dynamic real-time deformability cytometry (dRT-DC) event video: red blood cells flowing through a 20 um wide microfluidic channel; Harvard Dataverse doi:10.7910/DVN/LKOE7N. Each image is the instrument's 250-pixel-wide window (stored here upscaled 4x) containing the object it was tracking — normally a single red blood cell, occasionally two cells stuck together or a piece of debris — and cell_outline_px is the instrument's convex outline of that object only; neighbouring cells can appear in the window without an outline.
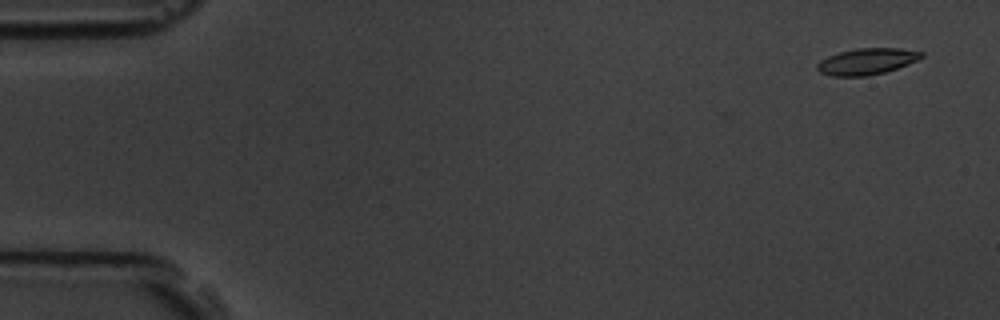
{"species": "common noctule bat (a hibernating species)", "species_latin": "Nyctalus noctula", "temperature_condition": "room temperature", "stored_images_in_passage": 4, "camera_frame_rate_fps": 3000, "um_per_image_px": 0.085, "animal": {"sex": "male", "body_mass_g": 19.5, "forearm_length_mm": 54.6}, "frame": {"image": 1, "passage_image": 1, "time_ms": 0.0, "image_size_px": [1000, 320], "cell_outline_px": [[924, 56], [920, 60], [884, 72], [868, 76], [832, 76], [820, 72], [816, 68], [816, 64], [820, 60], [828, 56], [840, 52], [856, 48], [900, 48], [924, 52]], "centroid_in_image_um": [73.7, 5.21], "position_along_channel_um": 11.3, "area_um2": 16.07}}
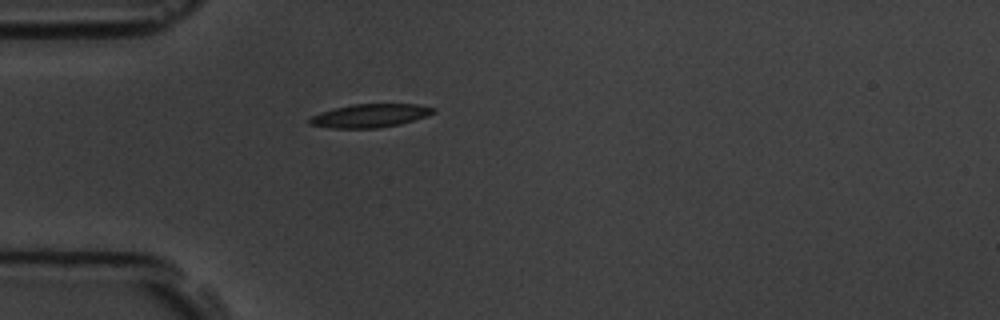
{"frame": {"image": 2, "passage_image": 4, "time_ms": 4.333, "image_size_px": [1000, 320], "cell_outline_px": [[436, 112], [400, 124], [376, 128], [328, 128], [308, 124], [308, 120], [312, 116], [320, 112], [352, 104], [416, 104], [436, 108]], "centroid_in_image_um": [31.42, 9.83], "position_along_channel_um": 53.6, "area_um2": 16.76}}